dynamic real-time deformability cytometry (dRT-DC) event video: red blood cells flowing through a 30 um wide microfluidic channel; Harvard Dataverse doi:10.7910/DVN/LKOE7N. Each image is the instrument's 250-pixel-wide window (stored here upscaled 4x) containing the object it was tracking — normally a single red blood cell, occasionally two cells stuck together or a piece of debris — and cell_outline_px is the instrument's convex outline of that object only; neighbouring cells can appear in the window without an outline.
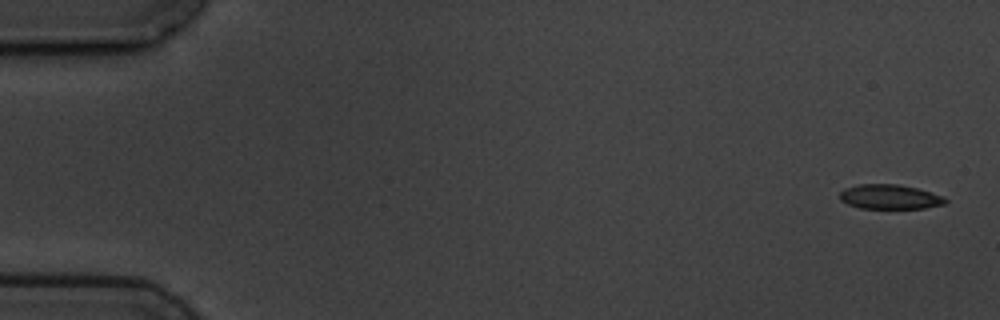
{"species": "common noctule bat (a hibernating species)", "species_latin": "Nyctalus noctula", "temperature_condition": "cold", "stored_images_in_passage": 5, "camera_frame_rate_fps": 3000, "um_per_image_px": 0.085, "animal": {"sex": "male", "body_mass_g": 19.5, "forearm_length_mm": 54.6}, "frame": {"image": 1, "passage_image": 1, "time_ms": 0.0, "image_size_px": [1000, 320], "cell_outline_px": [[948, 200], [944, 204], [924, 208], [860, 208], [848, 204], [840, 200], [840, 192], [844, 188], [860, 184], [896, 184], [916, 188], [944, 196]], "centroid_in_image_um": [75.62, 16.73], "position_along_channel_um": 9.4, "area_um2": 15.03}}